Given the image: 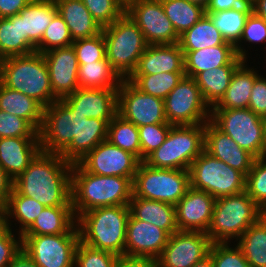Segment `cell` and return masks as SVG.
<instances>
[{
	"label": "cell",
	"mask_w": 266,
	"mask_h": 267,
	"mask_svg": "<svg viewBox=\"0 0 266 267\" xmlns=\"http://www.w3.org/2000/svg\"><path fill=\"white\" fill-rule=\"evenodd\" d=\"M34 52L22 41L21 15L0 18V60Z\"/></svg>",
	"instance_id": "f35d334b"
},
{
	"label": "cell",
	"mask_w": 266,
	"mask_h": 267,
	"mask_svg": "<svg viewBox=\"0 0 266 267\" xmlns=\"http://www.w3.org/2000/svg\"><path fill=\"white\" fill-rule=\"evenodd\" d=\"M55 2L57 12L68 26L73 41L93 37L102 32L103 28L81 0H55Z\"/></svg>",
	"instance_id": "83f0119b"
},
{
	"label": "cell",
	"mask_w": 266,
	"mask_h": 267,
	"mask_svg": "<svg viewBox=\"0 0 266 267\" xmlns=\"http://www.w3.org/2000/svg\"><path fill=\"white\" fill-rule=\"evenodd\" d=\"M72 43L68 26L57 12L45 30L41 42L36 46V51L43 54L54 48L71 46Z\"/></svg>",
	"instance_id": "7bdbcfd3"
},
{
	"label": "cell",
	"mask_w": 266,
	"mask_h": 267,
	"mask_svg": "<svg viewBox=\"0 0 266 267\" xmlns=\"http://www.w3.org/2000/svg\"><path fill=\"white\" fill-rule=\"evenodd\" d=\"M248 108L263 117L266 115V79L258 76L253 83Z\"/></svg>",
	"instance_id": "11a10c76"
},
{
	"label": "cell",
	"mask_w": 266,
	"mask_h": 267,
	"mask_svg": "<svg viewBox=\"0 0 266 267\" xmlns=\"http://www.w3.org/2000/svg\"><path fill=\"white\" fill-rule=\"evenodd\" d=\"M56 13L55 0H32L19 12L21 15L22 41L34 52Z\"/></svg>",
	"instance_id": "d4e9b609"
},
{
	"label": "cell",
	"mask_w": 266,
	"mask_h": 267,
	"mask_svg": "<svg viewBox=\"0 0 266 267\" xmlns=\"http://www.w3.org/2000/svg\"><path fill=\"white\" fill-rule=\"evenodd\" d=\"M164 107L166 120L171 125L206 124L210 120V107L195 79L188 76H184L166 96Z\"/></svg>",
	"instance_id": "8fae6325"
},
{
	"label": "cell",
	"mask_w": 266,
	"mask_h": 267,
	"mask_svg": "<svg viewBox=\"0 0 266 267\" xmlns=\"http://www.w3.org/2000/svg\"><path fill=\"white\" fill-rule=\"evenodd\" d=\"M32 0H0V18L19 14Z\"/></svg>",
	"instance_id": "9f6ffc18"
},
{
	"label": "cell",
	"mask_w": 266,
	"mask_h": 267,
	"mask_svg": "<svg viewBox=\"0 0 266 267\" xmlns=\"http://www.w3.org/2000/svg\"><path fill=\"white\" fill-rule=\"evenodd\" d=\"M13 188V180L0 167V212L5 208L8 197Z\"/></svg>",
	"instance_id": "680465c9"
},
{
	"label": "cell",
	"mask_w": 266,
	"mask_h": 267,
	"mask_svg": "<svg viewBox=\"0 0 266 267\" xmlns=\"http://www.w3.org/2000/svg\"><path fill=\"white\" fill-rule=\"evenodd\" d=\"M190 187L221 198L245 191L246 176L205 150L191 163Z\"/></svg>",
	"instance_id": "9c48e42d"
},
{
	"label": "cell",
	"mask_w": 266,
	"mask_h": 267,
	"mask_svg": "<svg viewBox=\"0 0 266 267\" xmlns=\"http://www.w3.org/2000/svg\"><path fill=\"white\" fill-rule=\"evenodd\" d=\"M228 243H213L210 247L214 267H250L244 253L236 246L234 249Z\"/></svg>",
	"instance_id": "681fc988"
},
{
	"label": "cell",
	"mask_w": 266,
	"mask_h": 267,
	"mask_svg": "<svg viewBox=\"0 0 266 267\" xmlns=\"http://www.w3.org/2000/svg\"><path fill=\"white\" fill-rule=\"evenodd\" d=\"M125 12L142 31L148 45L177 44L179 36L165 14L160 0H133Z\"/></svg>",
	"instance_id": "9a60e30c"
},
{
	"label": "cell",
	"mask_w": 266,
	"mask_h": 267,
	"mask_svg": "<svg viewBox=\"0 0 266 267\" xmlns=\"http://www.w3.org/2000/svg\"><path fill=\"white\" fill-rule=\"evenodd\" d=\"M226 41L234 45L240 40L248 15L235 10L206 13Z\"/></svg>",
	"instance_id": "b9f144b4"
},
{
	"label": "cell",
	"mask_w": 266,
	"mask_h": 267,
	"mask_svg": "<svg viewBox=\"0 0 266 267\" xmlns=\"http://www.w3.org/2000/svg\"><path fill=\"white\" fill-rule=\"evenodd\" d=\"M109 122L80 115L79 142H71L60 155L72 164L77 163L99 143L107 140Z\"/></svg>",
	"instance_id": "f1b7e54d"
},
{
	"label": "cell",
	"mask_w": 266,
	"mask_h": 267,
	"mask_svg": "<svg viewBox=\"0 0 266 267\" xmlns=\"http://www.w3.org/2000/svg\"><path fill=\"white\" fill-rule=\"evenodd\" d=\"M129 215V205L98 207L82 213L77 218L80 241L119 257L125 255Z\"/></svg>",
	"instance_id": "3957f363"
},
{
	"label": "cell",
	"mask_w": 266,
	"mask_h": 267,
	"mask_svg": "<svg viewBox=\"0 0 266 267\" xmlns=\"http://www.w3.org/2000/svg\"><path fill=\"white\" fill-rule=\"evenodd\" d=\"M185 72L184 53L177 44L148 45L132 75Z\"/></svg>",
	"instance_id": "cb8c5ba5"
},
{
	"label": "cell",
	"mask_w": 266,
	"mask_h": 267,
	"mask_svg": "<svg viewBox=\"0 0 266 267\" xmlns=\"http://www.w3.org/2000/svg\"><path fill=\"white\" fill-rule=\"evenodd\" d=\"M235 10L246 15L253 13V1L251 0H209L205 7V13H217L225 10Z\"/></svg>",
	"instance_id": "db71d44e"
},
{
	"label": "cell",
	"mask_w": 266,
	"mask_h": 267,
	"mask_svg": "<svg viewBox=\"0 0 266 267\" xmlns=\"http://www.w3.org/2000/svg\"><path fill=\"white\" fill-rule=\"evenodd\" d=\"M0 82L35 99L44 108L58 100L53 95L44 56L37 51L0 60Z\"/></svg>",
	"instance_id": "277c9868"
},
{
	"label": "cell",
	"mask_w": 266,
	"mask_h": 267,
	"mask_svg": "<svg viewBox=\"0 0 266 267\" xmlns=\"http://www.w3.org/2000/svg\"><path fill=\"white\" fill-rule=\"evenodd\" d=\"M210 121L256 158L266 157L262 117L249 108L212 109Z\"/></svg>",
	"instance_id": "30bf717a"
},
{
	"label": "cell",
	"mask_w": 266,
	"mask_h": 267,
	"mask_svg": "<svg viewBox=\"0 0 266 267\" xmlns=\"http://www.w3.org/2000/svg\"><path fill=\"white\" fill-rule=\"evenodd\" d=\"M44 205L33 198L21 195L14 187L8 197L5 208L0 212V221L7 227L8 217L14 216L20 222V236L33 224L44 209Z\"/></svg>",
	"instance_id": "e575fe53"
},
{
	"label": "cell",
	"mask_w": 266,
	"mask_h": 267,
	"mask_svg": "<svg viewBox=\"0 0 266 267\" xmlns=\"http://www.w3.org/2000/svg\"><path fill=\"white\" fill-rule=\"evenodd\" d=\"M160 1L178 36L190 29L206 14L203 6L188 0Z\"/></svg>",
	"instance_id": "74e56055"
},
{
	"label": "cell",
	"mask_w": 266,
	"mask_h": 267,
	"mask_svg": "<svg viewBox=\"0 0 266 267\" xmlns=\"http://www.w3.org/2000/svg\"><path fill=\"white\" fill-rule=\"evenodd\" d=\"M129 208L136 219L154 224L169 235L178 231L176 209L172 204L143 199L132 194Z\"/></svg>",
	"instance_id": "f546056e"
},
{
	"label": "cell",
	"mask_w": 266,
	"mask_h": 267,
	"mask_svg": "<svg viewBox=\"0 0 266 267\" xmlns=\"http://www.w3.org/2000/svg\"><path fill=\"white\" fill-rule=\"evenodd\" d=\"M132 194V181L128 177L95 175L73 163L71 204L76 219L94 208L129 205Z\"/></svg>",
	"instance_id": "7a4b0ae2"
},
{
	"label": "cell",
	"mask_w": 266,
	"mask_h": 267,
	"mask_svg": "<svg viewBox=\"0 0 266 267\" xmlns=\"http://www.w3.org/2000/svg\"><path fill=\"white\" fill-rule=\"evenodd\" d=\"M185 76V72L131 75L128 80L141 92L165 99Z\"/></svg>",
	"instance_id": "ab89813d"
},
{
	"label": "cell",
	"mask_w": 266,
	"mask_h": 267,
	"mask_svg": "<svg viewBox=\"0 0 266 267\" xmlns=\"http://www.w3.org/2000/svg\"><path fill=\"white\" fill-rule=\"evenodd\" d=\"M117 267H157V260L149 257L121 256Z\"/></svg>",
	"instance_id": "6f0895ef"
},
{
	"label": "cell",
	"mask_w": 266,
	"mask_h": 267,
	"mask_svg": "<svg viewBox=\"0 0 266 267\" xmlns=\"http://www.w3.org/2000/svg\"><path fill=\"white\" fill-rule=\"evenodd\" d=\"M74 216L72 206H45L22 235L79 234Z\"/></svg>",
	"instance_id": "4316f807"
},
{
	"label": "cell",
	"mask_w": 266,
	"mask_h": 267,
	"mask_svg": "<svg viewBox=\"0 0 266 267\" xmlns=\"http://www.w3.org/2000/svg\"><path fill=\"white\" fill-rule=\"evenodd\" d=\"M132 187L136 197L175 206L190 188L189 170L154 168L141 161Z\"/></svg>",
	"instance_id": "ba28073f"
},
{
	"label": "cell",
	"mask_w": 266,
	"mask_h": 267,
	"mask_svg": "<svg viewBox=\"0 0 266 267\" xmlns=\"http://www.w3.org/2000/svg\"><path fill=\"white\" fill-rule=\"evenodd\" d=\"M73 164L60 154L40 151L16 179L13 187L44 206H72L71 175Z\"/></svg>",
	"instance_id": "6da1fadb"
},
{
	"label": "cell",
	"mask_w": 266,
	"mask_h": 267,
	"mask_svg": "<svg viewBox=\"0 0 266 267\" xmlns=\"http://www.w3.org/2000/svg\"><path fill=\"white\" fill-rule=\"evenodd\" d=\"M92 17L103 28L111 25L126 10V5L120 0H81Z\"/></svg>",
	"instance_id": "f6af8a7d"
},
{
	"label": "cell",
	"mask_w": 266,
	"mask_h": 267,
	"mask_svg": "<svg viewBox=\"0 0 266 267\" xmlns=\"http://www.w3.org/2000/svg\"><path fill=\"white\" fill-rule=\"evenodd\" d=\"M7 267H39L33 260L21 249L20 252L13 258Z\"/></svg>",
	"instance_id": "91938a15"
},
{
	"label": "cell",
	"mask_w": 266,
	"mask_h": 267,
	"mask_svg": "<svg viewBox=\"0 0 266 267\" xmlns=\"http://www.w3.org/2000/svg\"><path fill=\"white\" fill-rule=\"evenodd\" d=\"M215 201L209 193L190 187L175 205L178 231L207 232Z\"/></svg>",
	"instance_id": "44dd1931"
},
{
	"label": "cell",
	"mask_w": 266,
	"mask_h": 267,
	"mask_svg": "<svg viewBox=\"0 0 266 267\" xmlns=\"http://www.w3.org/2000/svg\"><path fill=\"white\" fill-rule=\"evenodd\" d=\"M183 52H191L222 44H233L225 40L208 15H204L196 24L179 36Z\"/></svg>",
	"instance_id": "d6a6232c"
},
{
	"label": "cell",
	"mask_w": 266,
	"mask_h": 267,
	"mask_svg": "<svg viewBox=\"0 0 266 267\" xmlns=\"http://www.w3.org/2000/svg\"><path fill=\"white\" fill-rule=\"evenodd\" d=\"M122 1L125 5H127L129 2L133 1V0H120Z\"/></svg>",
	"instance_id": "003e7915"
},
{
	"label": "cell",
	"mask_w": 266,
	"mask_h": 267,
	"mask_svg": "<svg viewBox=\"0 0 266 267\" xmlns=\"http://www.w3.org/2000/svg\"><path fill=\"white\" fill-rule=\"evenodd\" d=\"M21 249L39 267H74L79 234L21 235Z\"/></svg>",
	"instance_id": "4fadbf2b"
},
{
	"label": "cell",
	"mask_w": 266,
	"mask_h": 267,
	"mask_svg": "<svg viewBox=\"0 0 266 267\" xmlns=\"http://www.w3.org/2000/svg\"><path fill=\"white\" fill-rule=\"evenodd\" d=\"M102 33L105 38L106 59L122 79H128L148 47L142 31L125 12L111 25L103 27Z\"/></svg>",
	"instance_id": "8992f818"
},
{
	"label": "cell",
	"mask_w": 266,
	"mask_h": 267,
	"mask_svg": "<svg viewBox=\"0 0 266 267\" xmlns=\"http://www.w3.org/2000/svg\"><path fill=\"white\" fill-rule=\"evenodd\" d=\"M253 13L266 21V0H254Z\"/></svg>",
	"instance_id": "94428289"
},
{
	"label": "cell",
	"mask_w": 266,
	"mask_h": 267,
	"mask_svg": "<svg viewBox=\"0 0 266 267\" xmlns=\"http://www.w3.org/2000/svg\"><path fill=\"white\" fill-rule=\"evenodd\" d=\"M262 213L246 191L217 198L206 234L212 244L228 243L229 239H238L261 218Z\"/></svg>",
	"instance_id": "5b68a950"
},
{
	"label": "cell",
	"mask_w": 266,
	"mask_h": 267,
	"mask_svg": "<svg viewBox=\"0 0 266 267\" xmlns=\"http://www.w3.org/2000/svg\"><path fill=\"white\" fill-rule=\"evenodd\" d=\"M169 236L165 230L138 220L130 213L126 227L125 256L157 259Z\"/></svg>",
	"instance_id": "ffe728a7"
},
{
	"label": "cell",
	"mask_w": 266,
	"mask_h": 267,
	"mask_svg": "<svg viewBox=\"0 0 266 267\" xmlns=\"http://www.w3.org/2000/svg\"><path fill=\"white\" fill-rule=\"evenodd\" d=\"M72 46L78 64L94 63L106 59L105 38L102 32L93 37L74 40Z\"/></svg>",
	"instance_id": "7dc6e473"
},
{
	"label": "cell",
	"mask_w": 266,
	"mask_h": 267,
	"mask_svg": "<svg viewBox=\"0 0 266 267\" xmlns=\"http://www.w3.org/2000/svg\"><path fill=\"white\" fill-rule=\"evenodd\" d=\"M245 191L263 211L266 210V157L255 159L246 175Z\"/></svg>",
	"instance_id": "ee69618b"
},
{
	"label": "cell",
	"mask_w": 266,
	"mask_h": 267,
	"mask_svg": "<svg viewBox=\"0 0 266 267\" xmlns=\"http://www.w3.org/2000/svg\"><path fill=\"white\" fill-rule=\"evenodd\" d=\"M12 229L0 221V267H7L21 250V239L15 240Z\"/></svg>",
	"instance_id": "f5cc1de1"
},
{
	"label": "cell",
	"mask_w": 266,
	"mask_h": 267,
	"mask_svg": "<svg viewBox=\"0 0 266 267\" xmlns=\"http://www.w3.org/2000/svg\"><path fill=\"white\" fill-rule=\"evenodd\" d=\"M119 256L95 249L79 241L75 251L74 265L78 267H117Z\"/></svg>",
	"instance_id": "bcb514c9"
},
{
	"label": "cell",
	"mask_w": 266,
	"mask_h": 267,
	"mask_svg": "<svg viewBox=\"0 0 266 267\" xmlns=\"http://www.w3.org/2000/svg\"><path fill=\"white\" fill-rule=\"evenodd\" d=\"M0 110L27 120L38 132L43 123L44 107L35 99L9 89L0 82Z\"/></svg>",
	"instance_id": "4dcf8cb0"
},
{
	"label": "cell",
	"mask_w": 266,
	"mask_h": 267,
	"mask_svg": "<svg viewBox=\"0 0 266 267\" xmlns=\"http://www.w3.org/2000/svg\"><path fill=\"white\" fill-rule=\"evenodd\" d=\"M205 124L173 125L163 144L145 159L150 167L189 170L204 151Z\"/></svg>",
	"instance_id": "52a82bcc"
},
{
	"label": "cell",
	"mask_w": 266,
	"mask_h": 267,
	"mask_svg": "<svg viewBox=\"0 0 266 267\" xmlns=\"http://www.w3.org/2000/svg\"><path fill=\"white\" fill-rule=\"evenodd\" d=\"M117 114L137 127L169 124L166 120L164 99L141 92L128 79H123L118 88Z\"/></svg>",
	"instance_id": "5bb4252c"
},
{
	"label": "cell",
	"mask_w": 266,
	"mask_h": 267,
	"mask_svg": "<svg viewBox=\"0 0 266 267\" xmlns=\"http://www.w3.org/2000/svg\"><path fill=\"white\" fill-rule=\"evenodd\" d=\"M141 161L108 140L99 143L77 163L95 175L128 177L132 182Z\"/></svg>",
	"instance_id": "2e32d148"
},
{
	"label": "cell",
	"mask_w": 266,
	"mask_h": 267,
	"mask_svg": "<svg viewBox=\"0 0 266 267\" xmlns=\"http://www.w3.org/2000/svg\"><path fill=\"white\" fill-rule=\"evenodd\" d=\"M241 40H246L248 42H255V43H260L263 41H266V21L252 13L251 15L248 16L245 27L243 28V32L241 35L240 40L235 44V50L237 55L246 61V53L245 49L241 48V45L239 46V42Z\"/></svg>",
	"instance_id": "816d5d0a"
},
{
	"label": "cell",
	"mask_w": 266,
	"mask_h": 267,
	"mask_svg": "<svg viewBox=\"0 0 266 267\" xmlns=\"http://www.w3.org/2000/svg\"><path fill=\"white\" fill-rule=\"evenodd\" d=\"M211 245L206 232H174L156 259L157 267H192L209 255Z\"/></svg>",
	"instance_id": "e0dca14e"
},
{
	"label": "cell",
	"mask_w": 266,
	"mask_h": 267,
	"mask_svg": "<svg viewBox=\"0 0 266 267\" xmlns=\"http://www.w3.org/2000/svg\"><path fill=\"white\" fill-rule=\"evenodd\" d=\"M244 61L233 73L229 87L222 99L212 109H244L248 108L256 71L246 67Z\"/></svg>",
	"instance_id": "1f68e13d"
},
{
	"label": "cell",
	"mask_w": 266,
	"mask_h": 267,
	"mask_svg": "<svg viewBox=\"0 0 266 267\" xmlns=\"http://www.w3.org/2000/svg\"><path fill=\"white\" fill-rule=\"evenodd\" d=\"M53 95L62 99L74 93L78 87L79 64L73 46L54 48L43 53Z\"/></svg>",
	"instance_id": "d6986e66"
},
{
	"label": "cell",
	"mask_w": 266,
	"mask_h": 267,
	"mask_svg": "<svg viewBox=\"0 0 266 267\" xmlns=\"http://www.w3.org/2000/svg\"><path fill=\"white\" fill-rule=\"evenodd\" d=\"M40 151L39 137L0 138V167L14 180Z\"/></svg>",
	"instance_id": "603a6c76"
},
{
	"label": "cell",
	"mask_w": 266,
	"mask_h": 267,
	"mask_svg": "<svg viewBox=\"0 0 266 267\" xmlns=\"http://www.w3.org/2000/svg\"><path fill=\"white\" fill-rule=\"evenodd\" d=\"M39 137V132L25 119L0 110V138Z\"/></svg>",
	"instance_id": "f907efd6"
},
{
	"label": "cell",
	"mask_w": 266,
	"mask_h": 267,
	"mask_svg": "<svg viewBox=\"0 0 266 267\" xmlns=\"http://www.w3.org/2000/svg\"><path fill=\"white\" fill-rule=\"evenodd\" d=\"M122 80L107 59L79 64V88L118 89Z\"/></svg>",
	"instance_id": "d590c367"
},
{
	"label": "cell",
	"mask_w": 266,
	"mask_h": 267,
	"mask_svg": "<svg viewBox=\"0 0 266 267\" xmlns=\"http://www.w3.org/2000/svg\"><path fill=\"white\" fill-rule=\"evenodd\" d=\"M204 150L211 156L242 172L245 176L249 173L256 159L254 155L241 148L210 120L205 124Z\"/></svg>",
	"instance_id": "7402d4cb"
},
{
	"label": "cell",
	"mask_w": 266,
	"mask_h": 267,
	"mask_svg": "<svg viewBox=\"0 0 266 267\" xmlns=\"http://www.w3.org/2000/svg\"><path fill=\"white\" fill-rule=\"evenodd\" d=\"M107 140L113 145L134 154L141 161L138 127L118 114L108 124Z\"/></svg>",
	"instance_id": "60d3db41"
},
{
	"label": "cell",
	"mask_w": 266,
	"mask_h": 267,
	"mask_svg": "<svg viewBox=\"0 0 266 267\" xmlns=\"http://www.w3.org/2000/svg\"><path fill=\"white\" fill-rule=\"evenodd\" d=\"M172 126L171 124H148L138 127L141 161L163 144Z\"/></svg>",
	"instance_id": "c3c4849f"
},
{
	"label": "cell",
	"mask_w": 266,
	"mask_h": 267,
	"mask_svg": "<svg viewBox=\"0 0 266 267\" xmlns=\"http://www.w3.org/2000/svg\"><path fill=\"white\" fill-rule=\"evenodd\" d=\"M192 267H214L211 256L208 255L201 261L194 264Z\"/></svg>",
	"instance_id": "6125c7cd"
},
{
	"label": "cell",
	"mask_w": 266,
	"mask_h": 267,
	"mask_svg": "<svg viewBox=\"0 0 266 267\" xmlns=\"http://www.w3.org/2000/svg\"><path fill=\"white\" fill-rule=\"evenodd\" d=\"M80 114L73 113L61 100L44 108L39 131L40 149L61 154L71 142H79Z\"/></svg>",
	"instance_id": "7c38bea8"
},
{
	"label": "cell",
	"mask_w": 266,
	"mask_h": 267,
	"mask_svg": "<svg viewBox=\"0 0 266 267\" xmlns=\"http://www.w3.org/2000/svg\"><path fill=\"white\" fill-rule=\"evenodd\" d=\"M262 121H263L264 137L266 141V115L262 117Z\"/></svg>",
	"instance_id": "e7e4bbea"
},
{
	"label": "cell",
	"mask_w": 266,
	"mask_h": 267,
	"mask_svg": "<svg viewBox=\"0 0 266 267\" xmlns=\"http://www.w3.org/2000/svg\"><path fill=\"white\" fill-rule=\"evenodd\" d=\"M60 100L73 113L86 118L111 121L118 112V89L78 88Z\"/></svg>",
	"instance_id": "ac0fdd59"
},
{
	"label": "cell",
	"mask_w": 266,
	"mask_h": 267,
	"mask_svg": "<svg viewBox=\"0 0 266 267\" xmlns=\"http://www.w3.org/2000/svg\"><path fill=\"white\" fill-rule=\"evenodd\" d=\"M237 240V246L244 253L250 267H266V222L262 218Z\"/></svg>",
	"instance_id": "8d00e7d4"
},
{
	"label": "cell",
	"mask_w": 266,
	"mask_h": 267,
	"mask_svg": "<svg viewBox=\"0 0 266 267\" xmlns=\"http://www.w3.org/2000/svg\"><path fill=\"white\" fill-rule=\"evenodd\" d=\"M261 218L266 222V210L263 211Z\"/></svg>",
	"instance_id": "03108f58"
},
{
	"label": "cell",
	"mask_w": 266,
	"mask_h": 267,
	"mask_svg": "<svg viewBox=\"0 0 266 267\" xmlns=\"http://www.w3.org/2000/svg\"><path fill=\"white\" fill-rule=\"evenodd\" d=\"M241 64H227L198 73L194 79L209 107H214L224 96L231 77Z\"/></svg>",
	"instance_id": "836d02e7"
},
{
	"label": "cell",
	"mask_w": 266,
	"mask_h": 267,
	"mask_svg": "<svg viewBox=\"0 0 266 267\" xmlns=\"http://www.w3.org/2000/svg\"><path fill=\"white\" fill-rule=\"evenodd\" d=\"M188 1L199 4V5L203 6L204 8L207 6V4L209 2V0H188Z\"/></svg>",
	"instance_id": "be15d7a7"
},
{
	"label": "cell",
	"mask_w": 266,
	"mask_h": 267,
	"mask_svg": "<svg viewBox=\"0 0 266 267\" xmlns=\"http://www.w3.org/2000/svg\"><path fill=\"white\" fill-rule=\"evenodd\" d=\"M185 76L194 78L198 73L209 71L227 64L244 62L235 50L234 44H222L191 52H183Z\"/></svg>",
	"instance_id": "484cf974"
}]
</instances>
